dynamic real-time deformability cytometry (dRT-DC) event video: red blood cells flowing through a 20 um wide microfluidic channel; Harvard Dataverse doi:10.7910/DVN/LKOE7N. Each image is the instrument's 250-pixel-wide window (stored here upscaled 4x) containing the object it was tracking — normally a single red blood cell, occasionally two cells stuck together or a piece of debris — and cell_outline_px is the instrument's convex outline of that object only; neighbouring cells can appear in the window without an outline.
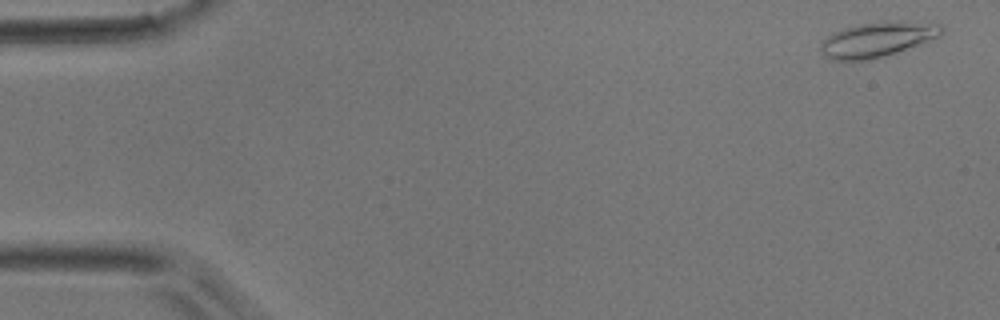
{"species": "common noctule bat (a hibernating species)", "species_latin": "Nyctalus noctula", "temperature_condition": "room temperature", "stored_images_in_passage": 2, "camera_frame_rate_fps": 3000, "um_per_image_px": 0.085, "animal": {"sex": "male", "body_mass_g": 17.9}, "frame": {"image": 1, "passage_image": 2, "time_ms": 0.333, "image_size_px": [1000, 320], "cell_outline_px": [[944, 28], [940, 36], [896, 52], [884, 56], [868, 60], [832, 60], [820, 48], [820, 44], [832, 32], [844, 28], [860, 24], [884, 20], [896, 20], [940, 24]], "centroid_in_image_um": [74.59, 3.33], "position_along_channel_um": 10.4, "area_um2": 24.39}}